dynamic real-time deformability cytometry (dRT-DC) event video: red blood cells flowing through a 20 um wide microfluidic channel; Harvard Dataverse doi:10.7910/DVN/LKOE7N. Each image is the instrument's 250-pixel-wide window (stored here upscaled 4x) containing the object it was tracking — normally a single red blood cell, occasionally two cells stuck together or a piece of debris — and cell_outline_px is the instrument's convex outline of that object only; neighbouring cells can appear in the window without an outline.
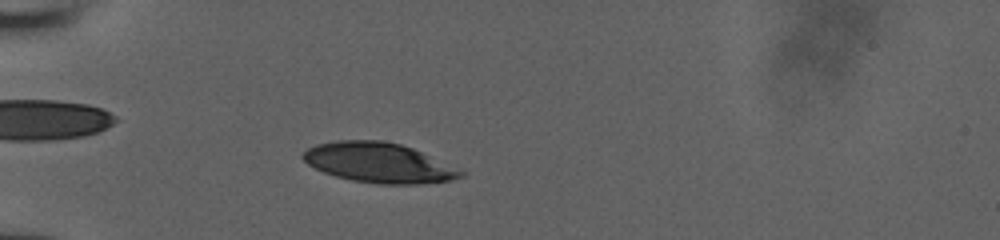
{"species": "human", "species_latin": "Homo sapiens", "temperature_condition": "room temperature", "stored_images_in_passage": 19, "camera_frame_rate_fps": 3000, "um_per_image_px": 0.085, "donor": {"sex": "male"}, "frame": {"image": 1, "passage_image": 4, "time_ms": 1.0, "image_size_px": [1000, 240], "cell_outline_px": [[464, 176], [452, 180], [416, 184], [380, 184], [352, 180], [336, 176], [324, 172], [308, 164], [300, 156], [308, 148], [316, 144], [336, 140], [380, 140], [400, 144], [412, 148], [464, 172]], "centroid_in_image_um": [32.15, 13.83], "position_along_channel_um": 52.9, "area_um2": 36.24}}
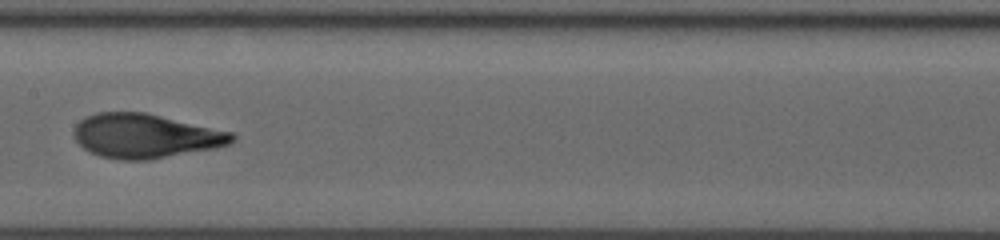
{"frame": {"image": 2, "passage_image": 8, "time_ms": 2.333, "image_size_px": [1000, 240], "cell_outline_px": [[236, 140], [232, 144], [152, 160], [120, 160], [100, 156], [88, 152], [76, 140], [72, 132], [76, 124], [80, 120], [96, 112], [144, 112], [232, 132], [236, 136]], "centroid_in_image_um": [12.34, 11.56], "position_along_channel_um": 195.1, "area_um2": 40.81}}
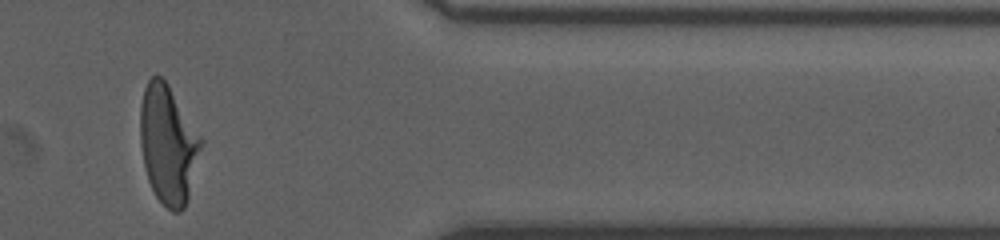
{"frame": {"image": 3, "passage_image": 15, "time_ms": 4.667, "image_size_px": [1000, 240], "cell_outline_px": [[204, 140], [188, 196], [184, 208], [180, 212], [172, 212], [156, 196], [148, 180], [144, 168], [140, 144], [140, 104], [144, 88], [148, 80], [152, 76], [160, 76], [168, 84]], "centroid_in_image_um": [14.28, 12.26], "position_along_channel_um": 397.1, "area_um2": 41.96}}